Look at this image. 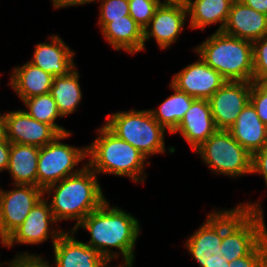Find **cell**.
Instances as JSON below:
<instances>
[{
  "label": "cell",
  "mask_w": 267,
  "mask_h": 267,
  "mask_svg": "<svg viewBox=\"0 0 267 267\" xmlns=\"http://www.w3.org/2000/svg\"><path fill=\"white\" fill-rule=\"evenodd\" d=\"M100 3L98 24L102 29L111 19H125L129 15L128 0H96Z\"/></svg>",
  "instance_id": "obj_28"
},
{
  "label": "cell",
  "mask_w": 267,
  "mask_h": 267,
  "mask_svg": "<svg viewBox=\"0 0 267 267\" xmlns=\"http://www.w3.org/2000/svg\"><path fill=\"white\" fill-rule=\"evenodd\" d=\"M129 15L144 30L157 9V0H128Z\"/></svg>",
  "instance_id": "obj_29"
},
{
  "label": "cell",
  "mask_w": 267,
  "mask_h": 267,
  "mask_svg": "<svg viewBox=\"0 0 267 267\" xmlns=\"http://www.w3.org/2000/svg\"><path fill=\"white\" fill-rule=\"evenodd\" d=\"M133 265L132 264H119L117 267H132ZM113 267V266H111ZM116 267V266H114Z\"/></svg>",
  "instance_id": "obj_41"
},
{
  "label": "cell",
  "mask_w": 267,
  "mask_h": 267,
  "mask_svg": "<svg viewBox=\"0 0 267 267\" xmlns=\"http://www.w3.org/2000/svg\"><path fill=\"white\" fill-rule=\"evenodd\" d=\"M252 82L226 81L209 99L215 126L228 130L250 102Z\"/></svg>",
  "instance_id": "obj_11"
},
{
  "label": "cell",
  "mask_w": 267,
  "mask_h": 267,
  "mask_svg": "<svg viewBox=\"0 0 267 267\" xmlns=\"http://www.w3.org/2000/svg\"><path fill=\"white\" fill-rule=\"evenodd\" d=\"M11 143L5 138L0 139V172L7 170Z\"/></svg>",
  "instance_id": "obj_35"
},
{
  "label": "cell",
  "mask_w": 267,
  "mask_h": 267,
  "mask_svg": "<svg viewBox=\"0 0 267 267\" xmlns=\"http://www.w3.org/2000/svg\"><path fill=\"white\" fill-rule=\"evenodd\" d=\"M211 171L237 178L252 174V155L244 149L228 130H217L195 150Z\"/></svg>",
  "instance_id": "obj_7"
},
{
  "label": "cell",
  "mask_w": 267,
  "mask_h": 267,
  "mask_svg": "<svg viewBox=\"0 0 267 267\" xmlns=\"http://www.w3.org/2000/svg\"><path fill=\"white\" fill-rule=\"evenodd\" d=\"M32 65L39 67L52 76H65L76 67L71 50L58 35H51L49 43H39L34 47Z\"/></svg>",
  "instance_id": "obj_18"
},
{
  "label": "cell",
  "mask_w": 267,
  "mask_h": 267,
  "mask_svg": "<svg viewBox=\"0 0 267 267\" xmlns=\"http://www.w3.org/2000/svg\"><path fill=\"white\" fill-rule=\"evenodd\" d=\"M223 32L251 42L259 40L267 34V15L234 0Z\"/></svg>",
  "instance_id": "obj_19"
},
{
  "label": "cell",
  "mask_w": 267,
  "mask_h": 267,
  "mask_svg": "<svg viewBox=\"0 0 267 267\" xmlns=\"http://www.w3.org/2000/svg\"><path fill=\"white\" fill-rule=\"evenodd\" d=\"M5 125H6V113L0 114V139L6 137Z\"/></svg>",
  "instance_id": "obj_40"
},
{
  "label": "cell",
  "mask_w": 267,
  "mask_h": 267,
  "mask_svg": "<svg viewBox=\"0 0 267 267\" xmlns=\"http://www.w3.org/2000/svg\"><path fill=\"white\" fill-rule=\"evenodd\" d=\"M191 0H164L162 2L161 0H157L158 5L162 6H176V7H182L187 9Z\"/></svg>",
  "instance_id": "obj_39"
},
{
  "label": "cell",
  "mask_w": 267,
  "mask_h": 267,
  "mask_svg": "<svg viewBox=\"0 0 267 267\" xmlns=\"http://www.w3.org/2000/svg\"><path fill=\"white\" fill-rule=\"evenodd\" d=\"M6 263H7V264H9V262H8V261H5L3 264H2V263H0V267H1V266H3V265H5Z\"/></svg>",
  "instance_id": "obj_43"
},
{
  "label": "cell",
  "mask_w": 267,
  "mask_h": 267,
  "mask_svg": "<svg viewBox=\"0 0 267 267\" xmlns=\"http://www.w3.org/2000/svg\"><path fill=\"white\" fill-rule=\"evenodd\" d=\"M23 104L28 108L24 110L32 118L39 122L51 125L59 134L69 132L55 121L62 116L59 113L57 104L50 93L41 94L23 100Z\"/></svg>",
  "instance_id": "obj_27"
},
{
  "label": "cell",
  "mask_w": 267,
  "mask_h": 267,
  "mask_svg": "<svg viewBox=\"0 0 267 267\" xmlns=\"http://www.w3.org/2000/svg\"><path fill=\"white\" fill-rule=\"evenodd\" d=\"M228 131L251 155L267 145L265 123L260 120L256 109L250 102L240 112Z\"/></svg>",
  "instance_id": "obj_20"
},
{
  "label": "cell",
  "mask_w": 267,
  "mask_h": 267,
  "mask_svg": "<svg viewBox=\"0 0 267 267\" xmlns=\"http://www.w3.org/2000/svg\"><path fill=\"white\" fill-rule=\"evenodd\" d=\"M7 267H53L50 262L43 259L35 253L31 255L28 252L17 254L13 260L9 262Z\"/></svg>",
  "instance_id": "obj_33"
},
{
  "label": "cell",
  "mask_w": 267,
  "mask_h": 267,
  "mask_svg": "<svg viewBox=\"0 0 267 267\" xmlns=\"http://www.w3.org/2000/svg\"><path fill=\"white\" fill-rule=\"evenodd\" d=\"M229 267H267V236L247 256L230 262Z\"/></svg>",
  "instance_id": "obj_31"
},
{
  "label": "cell",
  "mask_w": 267,
  "mask_h": 267,
  "mask_svg": "<svg viewBox=\"0 0 267 267\" xmlns=\"http://www.w3.org/2000/svg\"><path fill=\"white\" fill-rule=\"evenodd\" d=\"M202 60L227 81L253 82L252 42L216 31L194 49Z\"/></svg>",
  "instance_id": "obj_4"
},
{
  "label": "cell",
  "mask_w": 267,
  "mask_h": 267,
  "mask_svg": "<svg viewBox=\"0 0 267 267\" xmlns=\"http://www.w3.org/2000/svg\"><path fill=\"white\" fill-rule=\"evenodd\" d=\"M40 148L33 145L11 143L7 171L14 180L13 185L37 187V162Z\"/></svg>",
  "instance_id": "obj_23"
},
{
  "label": "cell",
  "mask_w": 267,
  "mask_h": 267,
  "mask_svg": "<svg viewBox=\"0 0 267 267\" xmlns=\"http://www.w3.org/2000/svg\"><path fill=\"white\" fill-rule=\"evenodd\" d=\"M6 139L10 143L43 147L59 133L51 126L28 115L24 110L6 113Z\"/></svg>",
  "instance_id": "obj_13"
},
{
  "label": "cell",
  "mask_w": 267,
  "mask_h": 267,
  "mask_svg": "<svg viewBox=\"0 0 267 267\" xmlns=\"http://www.w3.org/2000/svg\"><path fill=\"white\" fill-rule=\"evenodd\" d=\"M170 88L174 91L171 96L165 99L157 109H149L153 118L172 134L183 119L187 110L195 98L185 92L178 90L170 83Z\"/></svg>",
  "instance_id": "obj_26"
},
{
  "label": "cell",
  "mask_w": 267,
  "mask_h": 267,
  "mask_svg": "<svg viewBox=\"0 0 267 267\" xmlns=\"http://www.w3.org/2000/svg\"><path fill=\"white\" fill-rule=\"evenodd\" d=\"M98 137L87 146V165L98 174L129 177L135 183L144 182L145 162L148 159L126 141L118 138L105 125Z\"/></svg>",
  "instance_id": "obj_3"
},
{
  "label": "cell",
  "mask_w": 267,
  "mask_h": 267,
  "mask_svg": "<svg viewBox=\"0 0 267 267\" xmlns=\"http://www.w3.org/2000/svg\"><path fill=\"white\" fill-rule=\"evenodd\" d=\"M260 202L240 203L235 208L223 210L222 256L229 263L247 256L266 236Z\"/></svg>",
  "instance_id": "obj_5"
},
{
  "label": "cell",
  "mask_w": 267,
  "mask_h": 267,
  "mask_svg": "<svg viewBox=\"0 0 267 267\" xmlns=\"http://www.w3.org/2000/svg\"><path fill=\"white\" fill-rule=\"evenodd\" d=\"M75 67L65 76H55L50 88V95L54 98L62 117L77 111L82 99L79 84L80 74Z\"/></svg>",
  "instance_id": "obj_25"
},
{
  "label": "cell",
  "mask_w": 267,
  "mask_h": 267,
  "mask_svg": "<svg viewBox=\"0 0 267 267\" xmlns=\"http://www.w3.org/2000/svg\"><path fill=\"white\" fill-rule=\"evenodd\" d=\"M265 133H266V139H267V122L265 123Z\"/></svg>",
  "instance_id": "obj_42"
},
{
  "label": "cell",
  "mask_w": 267,
  "mask_h": 267,
  "mask_svg": "<svg viewBox=\"0 0 267 267\" xmlns=\"http://www.w3.org/2000/svg\"><path fill=\"white\" fill-rule=\"evenodd\" d=\"M205 267H229V262L223 258L222 252L218 251L216 254L211 255Z\"/></svg>",
  "instance_id": "obj_37"
},
{
  "label": "cell",
  "mask_w": 267,
  "mask_h": 267,
  "mask_svg": "<svg viewBox=\"0 0 267 267\" xmlns=\"http://www.w3.org/2000/svg\"><path fill=\"white\" fill-rule=\"evenodd\" d=\"M217 130L209 101L196 98L173 133L182 135L195 151Z\"/></svg>",
  "instance_id": "obj_17"
},
{
  "label": "cell",
  "mask_w": 267,
  "mask_h": 267,
  "mask_svg": "<svg viewBox=\"0 0 267 267\" xmlns=\"http://www.w3.org/2000/svg\"><path fill=\"white\" fill-rule=\"evenodd\" d=\"M104 124L118 138L126 141L145 157L165 153V129L149 109L117 111L109 114Z\"/></svg>",
  "instance_id": "obj_6"
},
{
  "label": "cell",
  "mask_w": 267,
  "mask_h": 267,
  "mask_svg": "<svg viewBox=\"0 0 267 267\" xmlns=\"http://www.w3.org/2000/svg\"><path fill=\"white\" fill-rule=\"evenodd\" d=\"M198 57V61L174 74L170 83L195 99L208 100L227 80Z\"/></svg>",
  "instance_id": "obj_12"
},
{
  "label": "cell",
  "mask_w": 267,
  "mask_h": 267,
  "mask_svg": "<svg viewBox=\"0 0 267 267\" xmlns=\"http://www.w3.org/2000/svg\"><path fill=\"white\" fill-rule=\"evenodd\" d=\"M43 189L33 185L15 184V189L0 188V242L26 219L34 205L43 198Z\"/></svg>",
  "instance_id": "obj_9"
},
{
  "label": "cell",
  "mask_w": 267,
  "mask_h": 267,
  "mask_svg": "<svg viewBox=\"0 0 267 267\" xmlns=\"http://www.w3.org/2000/svg\"><path fill=\"white\" fill-rule=\"evenodd\" d=\"M246 6L267 15V0H240Z\"/></svg>",
  "instance_id": "obj_38"
},
{
  "label": "cell",
  "mask_w": 267,
  "mask_h": 267,
  "mask_svg": "<svg viewBox=\"0 0 267 267\" xmlns=\"http://www.w3.org/2000/svg\"><path fill=\"white\" fill-rule=\"evenodd\" d=\"M71 132L59 134L52 142L40 147L37 162V187L43 190L70 175L80 172L86 165L76 169V165L87 158V146L76 148L62 143ZM75 168V169H74Z\"/></svg>",
  "instance_id": "obj_8"
},
{
  "label": "cell",
  "mask_w": 267,
  "mask_h": 267,
  "mask_svg": "<svg viewBox=\"0 0 267 267\" xmlns=\"http://www.w3.org/2000/svg\"><path fill=\"white\" fill-rule=\"evenodd\" d=\"M96 2V0H52L53 7L56 9L68 6L85 5L86 3Z\"/></svg>",
  "instance_id": "obj_36"
},
{
  "label": "cell",
  "mask_w": 267,
  "mask_h": 267,
  "mask_svg": "<svg viewBox=\"0 0 267 267\" xmlns=\"http://www.w3.org/2000/svg\"><path fill=\"white\" fill-rule=\"evenodd\" d=\"M74 234L65 231L53 245L54 267H110L96 249L78 241Z\"/></svg>",
  "instance_id": "obj_14"
},
{
  "label": "cell",
  "mask_w": 267,
  "mask_h": 267,
  "mask_svg": "<svg viewBox=\"0 0 267 267\" xmlns=\"http://www.w3.org/2000/svg\"><path fill=\"white\" fill-rule=\"evenodd\" d=\"M97 177L98 175L86 165L80 172L43 190L44 196H53L49 205L57 222L76 220L74 227L70 229L73 230L89 213L107 200Z\"/></svg>",
  "instance_id": "obj_2"
},
{
  "label": "cell",
  "mask_w": 267,
  "mask_h": 267,
  "mask_svg": "<svg viewBox=\"0 0 267 267\" xmlns=\"http://www.w3.org/2000/svg\"><path fill=\"white\" fill-rule=\"evenodd\" d=\"M223 240V210H213L208 214L196 232L190 236L185 243V247L195 259L200 267L210 259L211 255L220 251Z\"/></svg>",
  "instance_id": "obj_16"
},
{
  "label": "cell",
  "mask_w": 267,
  "mask_h": 267,
  "mask_svg": "<svg viewBox=\"0 0 267 267\" xmlns=\"http://www.w3.org/2000/svg\"><path fill=\"white\" fill-rule=\"evenodd\" d=\"M186 18L188 11L185 8L159 5L148 26L143 30L144 50L145 42L152 37L160 49L170 48L182 32Z\"/></svg>",
  "instance_id": "obj_15"
},
{
  "label": "cell",
  "mask_w": 267,
  "mask_h": 267,
  "mask_svg": "<svg viewBox=\"0 0 267 267\" xmlns=\"http://www.w3.org/2000/svg\"><path fill=\"white\" fill-rule=\"evenodd\" d=\"M109 204L106 200L98 209L89 213L73 231L76 232L81 227L87 230L91 237L86 244L96 249L109 263L122 255V264L133 265L134 248L141 227L139 220ZM110 248L118 249L121 254Z\"/></svg>",
  "instance_id": "obj_1"
},
{
  "label": "cell",
  "mask_w": 267,
  "mask_h": 267,
  "mask_svg": "<svg viewBox=\"0 0 267 267\" xmlns=\"http://www.w3.org/2000/svg\"><path fill=\"white\" fill-rule=\"evenodd\" d=\"M101 32L116 51L125 50L133 55L144 50L143 29L130 15L125 19H111Z\"/></svg>",
  "instance_id": "obj_21"
},
{
  "label": "cell",
  "mask_w": 267,
  "mask_h": 267,
  "mask_svg": "<svg viewBox=\"0 0 267 267\" xmlns=\"http://www.w3.org/2000/svg\"><path fill=\"white\" fill-rule=\"evenodd\" d=\"M234 0H191L187 8L190 16L189 27L201 29L211 24H220L216 31H223Z\"/></svg>",
  "instance_id": "obj_24"
},
{
  "label": "cell",
  "mask_w": 267,
  "mask_h": 267,
  "mask_svg": "<svg viewBox=\"0 0 267 267\" xmlns=\"http://www.w3.org/2000/svg\"><path fill=\"white\" fill-rule=\"evenodd\" d=\"M10 76L8 84L22 101L33 96L49 93L54 78L51 74L29 62L13 68Z\"/></svg>",
  "instance_id": "obj_22"
},
{
  "label": "cell",
  "mask_w": 267,
  "mask_h": 267,
  "mask_svg": "<svg viewBox=\"0 0 267 267\" xmlns=\"http://www.w3.org/2000/svg\"><path fill=\"white\" fill-rule=\"evenodd\" d=\"M252 174L260 173L263 175L267 186V145L252 155Z\"/></svg>",
  "instance_id": "obj_34"
},
{
  "label": "cell",
  "mask_w": 267,
  "mask_h": 267,
  "mask_svg": "<svg viewBox=\"0 0 267 267\" xmlns=\"http://www.w3.org/2000/svg\"><path fill=\"white\" fill-rule=\"evenodd\" d=\"M253 46V81H267V34L252 42Z\"/></svg>",
  "instance_id": "obj_30"
},
{
  "label": "cell",
  "mask_w": 267,
  "mask_h": 267,
  "mask_svg": "<svg viewBox=\"0 0 267 267\" xmlns=\"http://www.w3.org/2000/svg\"><path fill=\"white\" fill-rule=\"evenodd\" d=\"M250 103L256 109L263 123L267 122V81H253L251 84Z\"/></svg>",
  "instance_id": "obj_32"
},
{
  "label": "cell",
  "mask_w": 267,
  "mask_h": 267,
  "mask_svg": "<svg viewBox=\"0 0 267 267\" xmlns=\"http://www.w3.org/2000/svg\"><path fill=\"white\" fill-rule=\"evenodd\" d=\"M56 222L49 201L43 197L34 205L24 222L2 242V245L9 248L14 243L37 245L49 238L54 245L64 233L62 229L57 230L50 226Z\"/></svg>",
  "instance_id": "obj_10"
}]
</instances>
